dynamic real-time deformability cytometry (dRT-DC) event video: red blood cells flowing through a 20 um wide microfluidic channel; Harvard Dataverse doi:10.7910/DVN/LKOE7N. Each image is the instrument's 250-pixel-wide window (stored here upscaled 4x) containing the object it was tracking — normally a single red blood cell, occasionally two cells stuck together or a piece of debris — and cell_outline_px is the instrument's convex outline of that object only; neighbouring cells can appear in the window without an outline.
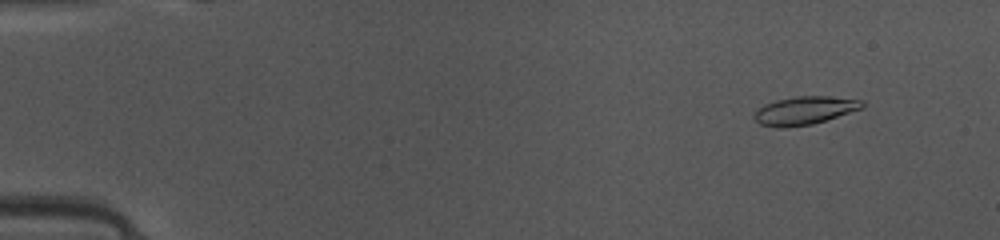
{"species": "common noctule bat (a hibernating species)", "species_latin": "Nyctalus noctula", "temperature_condition": "warm", "stored_images_in_passage": 49, "camera_frame_rate_fps": 3000, "um_per_image_px": 0.085, "animal": {"sex": "female", "body_mass_g": 10.0, "forearm_length_mm": 53.1}, "frame": {"image": 1, "passage_image": 5, "time_ms": 1.333, "image_size_px": [1000, 240], "cell_outline_px": [[864, 108], [812, 124], [784, 128], [776, 128], [760, 124], [752, 116], [756, 108], [764, 104], [776, 100], [796, 96], [828, 96], [864, 100]], "centroid_in_image_um": [68.36, 9.39], "position_along_channel_um": 16.6, "area_um2": 17.92}}
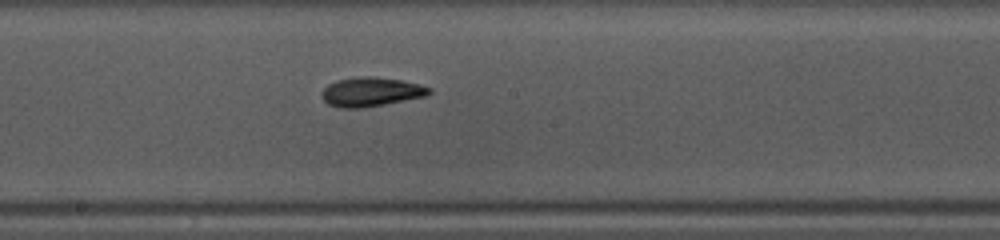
{"frame": {"image": 2, "passage_image": 27, "time_ms": 8.667, "image_size_px": [1000, 240], "cell_outline_px": [[432, 92], [428, 96], [384, 104], [360, 108], [340, 108], [328, 104], [320, 96], [324, 88], [328, 84], [336, 80], [364, 76], [372, 76], [400, 80], [420, 84], [432, 88]], "centroid_in_image_um": [31.55, 7.81], "position_along_channel_um": 216.6, "area_um2": 18.32}}
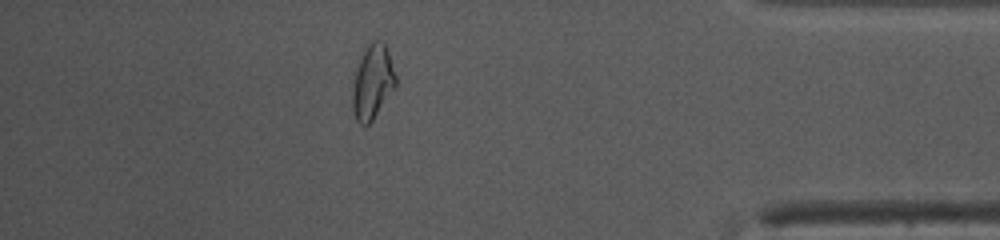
{"frame": {"image": 3, "passage_image": 43, "time_ms": 14.0, "image_size_px": [1000, 240], "cell_outline_px": [[396, 84], [372, 120], [364, 128], [356, 120], [352, 108], [352, 88], [356, 72], [364, 44], [368, 40], [380, 40], [384, 44], [388, 52], [396, 76]], "centroid_in_image_um": [31.63, 6.93], "position_along_channel_um": 403.6, "area_um2": 18.67}, "authors_computed_cell_mechanics": {"area_um2": 17.5134, "velocity_mm_per_s": 4.1302, "shape_relaxation_time_tau1_ms": 3.3656, "shape_relaxation_time_tau2_ms": 6.7693, "deformation_change_tau1": 0.1357, "deformation_change_tau2": 0.0971}}